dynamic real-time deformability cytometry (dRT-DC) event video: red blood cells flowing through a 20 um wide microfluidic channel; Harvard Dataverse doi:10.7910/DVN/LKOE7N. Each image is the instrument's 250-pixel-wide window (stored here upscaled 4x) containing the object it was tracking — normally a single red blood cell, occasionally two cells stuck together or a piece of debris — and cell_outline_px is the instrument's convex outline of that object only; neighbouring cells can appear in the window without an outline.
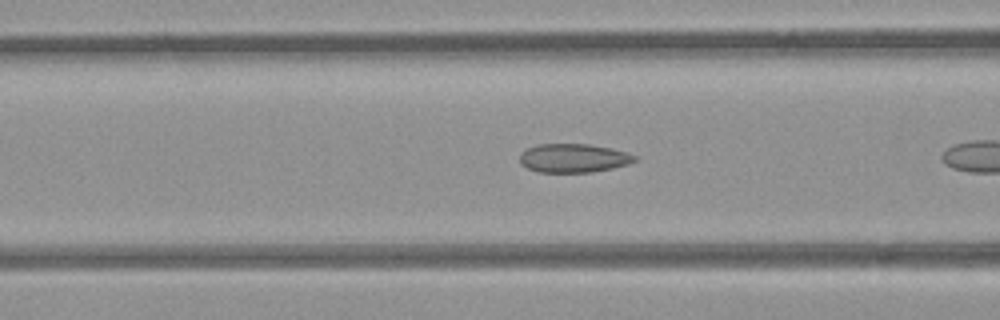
{"species": "common noctule bat (a hibernating species)", "species_latin": "Nyctalus noctula", "temperature_condition": "room temperature", "stored_images_in_passage": 8, "camera_frame_rate_fps": 3000, "um_per_image_px": 0.085, "animal": {"sex": "female", "body_mass_g": 21.9}, "frame": {"image": 1, "passage_image": 6, "time_ms": 1.667, "image_size_px": [1000, 320], "cell_outline_px": [[636, 160], [628, 164], [612, 168], [592, 172], [540, 172], [528, 168], [520, 164], [520, 152], [536, 144], [588, 144], [612, 148], [636, 156]], "centroid_in_image_um": [48.72, 13.43], "position_along_channel_um": 117.9, "area_um2": 19.19}}